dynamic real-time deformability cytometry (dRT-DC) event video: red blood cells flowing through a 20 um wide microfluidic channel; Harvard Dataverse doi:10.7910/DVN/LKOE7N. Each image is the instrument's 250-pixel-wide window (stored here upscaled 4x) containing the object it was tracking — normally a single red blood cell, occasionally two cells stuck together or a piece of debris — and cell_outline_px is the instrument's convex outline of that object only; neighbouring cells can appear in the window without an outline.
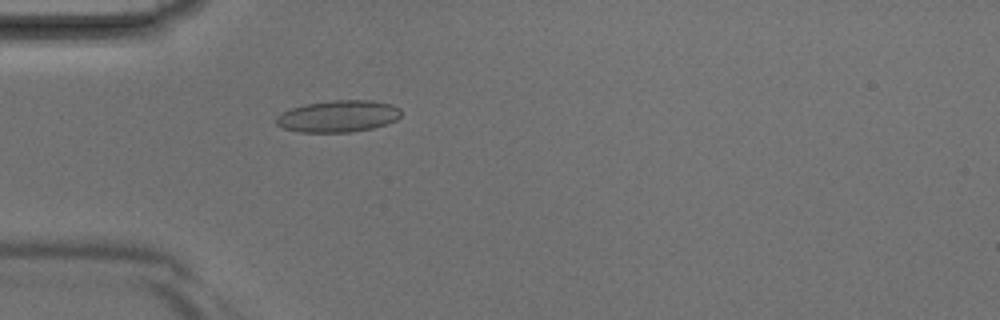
{"species": "Egyptian fruit bat (a non-hibernating species)", "species_latin": "Rousettus aegyptiacus", "temperature_condition": "room temperature", "stored_images_in_passage": 35, "camera_frame_rate_fps": 3000, "um_per_image_px": 0.085, "animal": {"sex": "male"}, "frame": {"image": 1, "passage_image": 6, "time_ms": 1.667, "image_size_px": [1000, 320], "cell_outline_px": [[400, 116], [396, 120], [372, 128], [352, 132], [300, 132], [284, 128], [276, 124], [276, 116], [292, 108], [304, 104], [332, 100], [372, 100], [392, 104], [400, 108]], "centroid_in_image_um": [28.75, 9.87], "position_along_channel_um": 56.2, "area_um2": 23.06}}
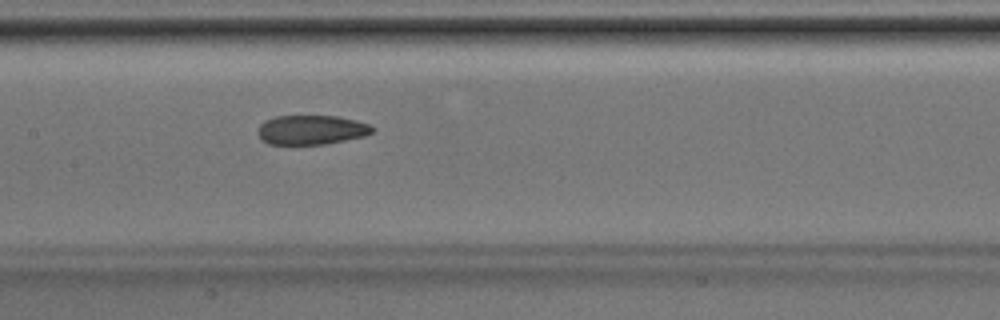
{"frame": {"image": 2, "passage_image": 14, "time_ms": 4.333, "image_size_px": [1000, 320], "cell_outline_px": [[376, 128], [372, 132], [364, 136], [324, 144], [268, 144], [256, 132], [260, 124], [264, 120], [276, 116], [336, 116], [356, 120], [372, 124]], "centroid_in_image_um": [26.48, 11.03], "position_along_channel_um": 180.9, "area_um2": 19.65}}
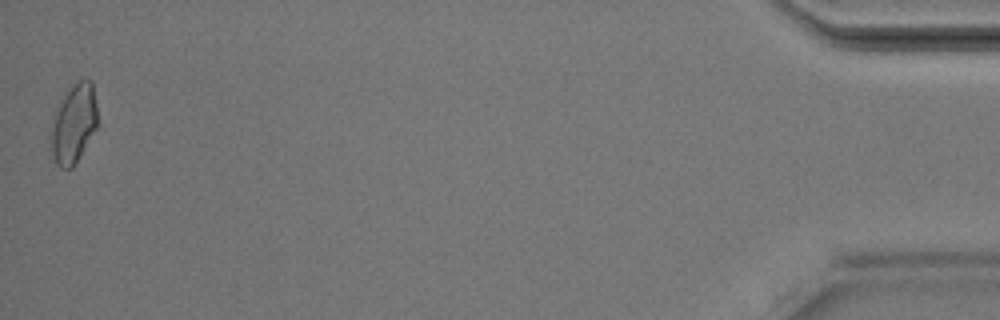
{"frame": {"image": 3, "passage_image": 35, "time_ms": 11.333, "image_size_px": [1000, 320], "cell_outline_px": [[96, 128], [72, 168], [60, 168], [56, 164], [52, 152], [48, 136], [48, 128], [52, 116], [56, 108], [64, 96], [80, 80], [92, 80], [96, 104]], "centroid_in_image_um": [6.2, 10.55], "position_along_channel_um": 429.0, "area_um2": 21.33}}